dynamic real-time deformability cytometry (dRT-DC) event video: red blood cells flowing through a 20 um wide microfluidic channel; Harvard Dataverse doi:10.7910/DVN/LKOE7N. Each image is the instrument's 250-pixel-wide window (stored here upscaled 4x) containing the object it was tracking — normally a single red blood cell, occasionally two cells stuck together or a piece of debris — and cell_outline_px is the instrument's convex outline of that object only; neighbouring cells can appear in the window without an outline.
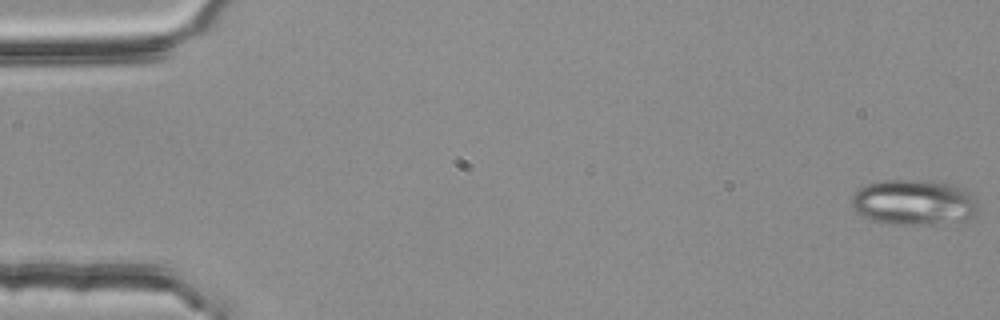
{"species": "common noctule bat (a hibernating species)", "species_latin": "Nyctalus noctula", "temperature_condition": "room temperature", "stored_images_in_passage": 54, "camera_frame_rate_fps": 3000, "um_per_image_px": 0.085, "animal": {"sex": "female", "body_mass_g": 25.1}, "frame": {"image": 1, "passage_image": 1, "time_ms": 0.0, "image_size_px": [1000, 320], "cell_outline_px": [[984, 208], [980, 212], [964, 220], [928, 224], [892, 224], [872, 220], [860, 216], [852, 208], [852, 196], [864, 184], [884, 180], [936, 180], [956, 184], [964, 188], [976, 196]], "centroid_in_image_um": [77.77, 17.18], "position_along_channel_um": 7.2, "area_um2": 34.51}}
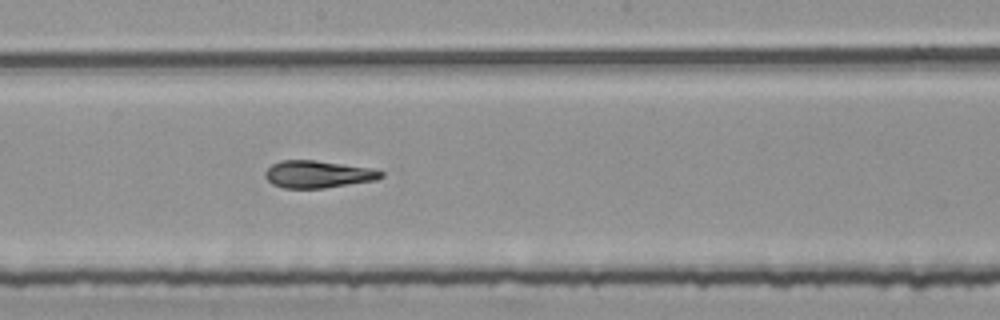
{"frame": {"image": 2, "passage_image": 30, "time_ms": 9.667, "image_size_px": [1000, 320], "cell_outline_px": [[384, 176], [376, 180], [324, 188], [284, 188], [272, 184], [264, 176], [264, 172], [272, 164], [280, 160], [316, 160], [380, 168], [384, 172]], "centroid_in_image_um": [27.09, 14.79], "position_along_channel_um": 221.1, "area_um2": 18.84}}
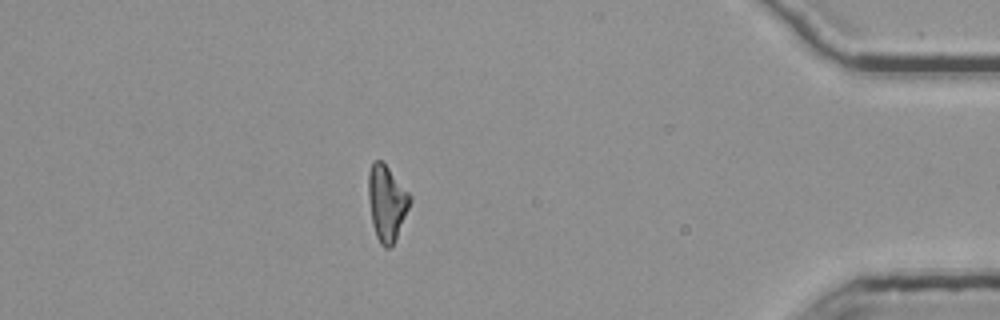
{"frame": {"image": 3, "passage_image": 48, "time_ms": 15.667, "image_size_px": [1000, 320], "cell_outline_px": [[412, 200], [396, 240], [388, 248], [384, 248], [380, 244], [376, 236], [372, 224], [368, 200], [368, 172], [372, 160], [380, 160], [388, 168], [412, 196]], "centroid_in_image_um": [32.86, 17.26], "position_along_channel_um": 402.3, "area_um2": 18.44}, "authors_computed_cell_mechanics": {"area_um2": 19.1607, "velocity_mm_per_s": 3.7897, "shape_relaxation_time_tau1_ms": 8.2713, "shape_relaxation_time_tau2_ms": 2.8089, "deformation_change_tau1": 0.2506, "deformation_change_tau2": 0.1175}}